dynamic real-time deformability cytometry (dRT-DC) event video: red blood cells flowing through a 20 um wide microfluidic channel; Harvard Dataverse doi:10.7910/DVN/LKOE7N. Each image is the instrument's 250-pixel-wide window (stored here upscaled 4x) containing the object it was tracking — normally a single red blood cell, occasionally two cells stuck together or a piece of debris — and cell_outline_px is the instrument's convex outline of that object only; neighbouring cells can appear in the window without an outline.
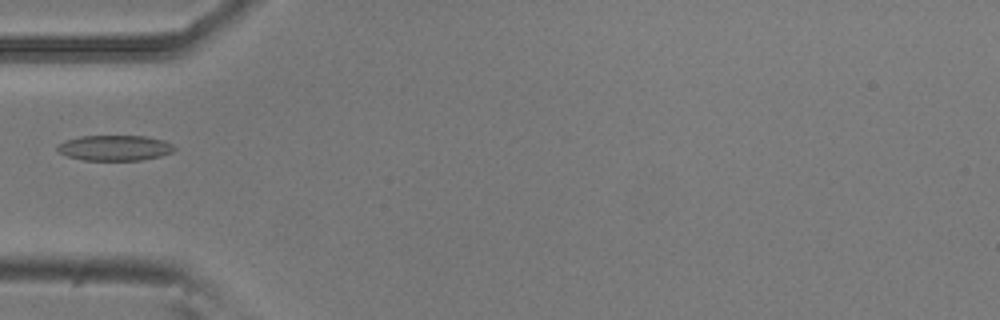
{"species": "common noctule bat (a hibernating species)", "species_latin": "Nyctalus noctula", "temperature_condition": "room temperature", "stored_images_in_passage": 22, "camera_frame_rate_fps": 3000, "um_per_image_px": 0.085, "animal": {"sex": "male", "body_mass_g": 20.5, "forearm_length_mm": 52.5}, "frame": {"image": 1, "passage_image": 1, "time_ms": 0.0, "image_size_px": [1000, 320], "cell_outline_px": [[176, 148], [172, 152], [160, 156], [140, 160], [84, 160], [68, 156], [60, 152], [56, 148], [64, 140], [80, 136], [144, 136], [164, 140], [172, 144]], "centroid_in_image_um": [9.77, 12.56], "position_along_channel_um": 75.2, "area_um2": 17.22}}
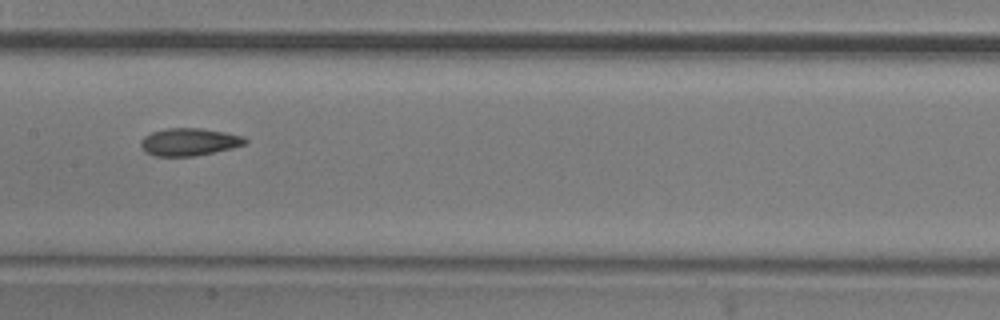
{"frame": {"image": 2, "passage_image": 10, "time_ms": 3.0, "image_size_px": [1000, 320], "cell_outline_px": [[248, 140], [244, 144], [232, 148], [196, 156], [156, 156], [144, 152], [140, 144], [140, 140], [144, 136], [152, 132], [168, 128], [200, 128], [224, 132], [244, 136]], "centroid_in_image_um": [16.06, 12.06], "position_along_channel_um": 191.3, "area_um2": 16.76}}
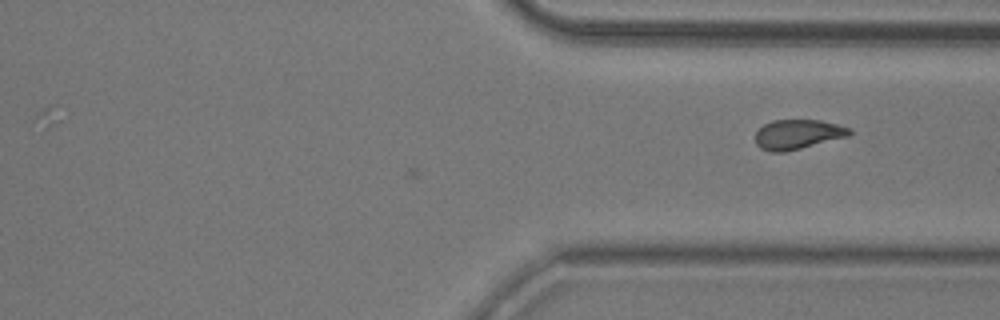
{"frame": {"image": 3, "passage_image": 22, "time_ms": 7.0, "image_size_px": [1000, 320], "cell_outline_px": [[852, 132], [848, 136], [784, 152], [772, 152], [760, 148], [756, 144], [756, 132], [764, 124], [772, 120], [820, 120], [852, 128]], "centroid_in_image_um": [67.8, 11.41], "position_along_channel_um": 343.6, "area_um2": 16.13}}